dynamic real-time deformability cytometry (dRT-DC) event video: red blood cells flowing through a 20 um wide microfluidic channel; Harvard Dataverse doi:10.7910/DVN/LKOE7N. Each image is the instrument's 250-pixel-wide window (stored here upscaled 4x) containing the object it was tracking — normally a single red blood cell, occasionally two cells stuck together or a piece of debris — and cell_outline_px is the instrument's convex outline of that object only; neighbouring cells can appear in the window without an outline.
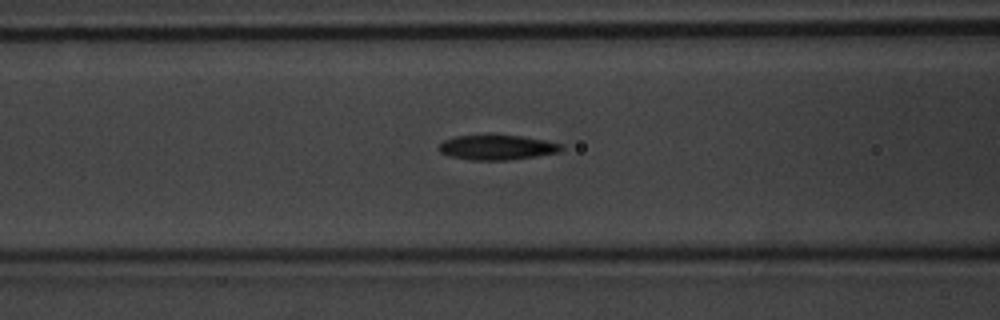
{"species": "common noctule bat (a hibernating species)", "species_latin": "Nyctalus noctula", "temperature_condition": "warm", "stored_images_in_passage": 41, "camera_frame_rate_fps": 3000, "um_per_image_px": 0.085, "animal": {"sex": "male", "body_mass_g": 20.1, "forearm_length_mm": 53.5}, "frame": {"image": 1, "passage_image": 8, "time_ms": 2.333, "image_size_px": [1000, 320], "cell_outline_px": [[564, 148], [560, 152], [536, 156], [508, 160], [472, 160], [448, 156], [440, 152], [440, 144], [444, 140], [456, 136], [488, 132], [492, 132], [520, 136], [544, 140], [564, 144]], "centroid_in_image_um": [42.25, 12.48], "position_along_channel_um": 124.4, "area_um2": 18.5}}
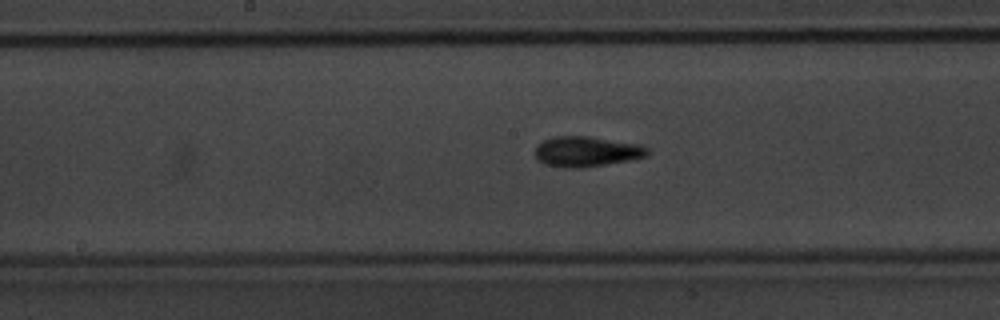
{"frame": {"image": 2, "passage_image": 14, "time_ms": 4.333, "image_size_px": [1000, 320], "cell_outline_px": [[648, 156], [628, 160], [580, 168], [560, 168], [544, 164], [536, 156], [536, 144], [552, 136], [588, 136], [640, 144], [648, 148]], "centroid_in_image_um": [49.83, 12.87], "position_along_channel_um": 198.4, "area_um2": 19.83}}
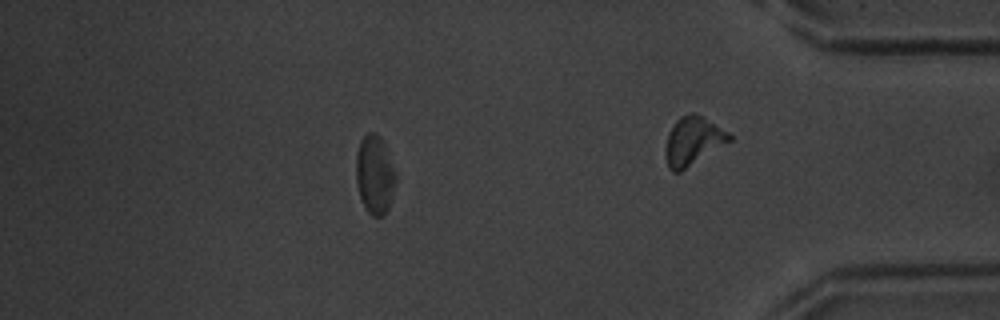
{"frame": {"image": 3, "passage_image": 34, "time_ms": 11.0, "image_size_px": [1000, 320], "cell_outline_px": [[396, 180], [388, 208], [384, 216], [372, 216], [368, 212], [360, 196], [356, 180], [356, 156], [360, 140], [368, 132], [376, 132], [380, 136], [384, 144], [396, 172]], "centroid_in_image_um": [31.85, 14.82], "position_along_channel_um": 403.3, "area_um2": 18.09}, "authors_computed_cell_mechanics": {"area_um2": 18.3226, "velocity_mm_per_s": 3.6941, "shape_relaxation_time_tau1_ms": 3.3746, "shape_relaxation_time_tau2_ms": 3.2966, "deformation_change_tau1": 0.1223, "deformation_change_tau2": 0.1214}}